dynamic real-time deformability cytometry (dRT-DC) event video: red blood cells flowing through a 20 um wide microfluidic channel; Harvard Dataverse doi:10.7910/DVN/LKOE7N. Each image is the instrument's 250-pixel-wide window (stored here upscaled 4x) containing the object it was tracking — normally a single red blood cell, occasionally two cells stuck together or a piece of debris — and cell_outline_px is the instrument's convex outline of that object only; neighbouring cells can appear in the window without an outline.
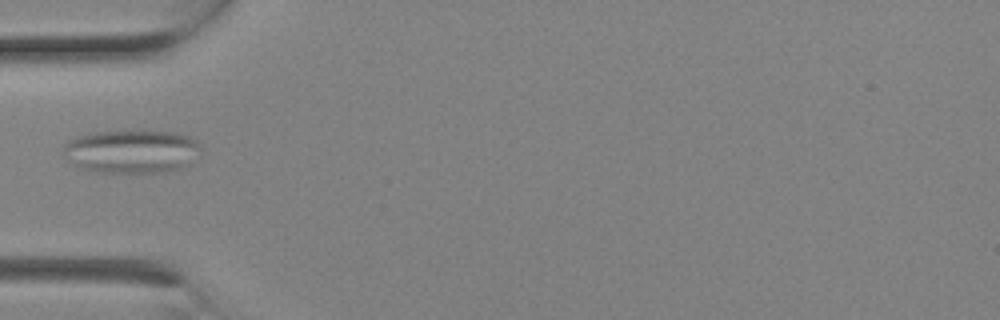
{"species": "Egyptian fruit bat (a non-hibernating species)", "species_latin": "Rousettus aegyptiacus", "temperature_condition": "room temperature", "stored_images_in_passage": 2, "camera_frame_rate_fps": 3000, "um_per_image_px": 0.085, "animal": {"sex": "female"}, "frame": {"image": 1, "passage_image": 2, "time_ms": 0.333, "image_size_px": [1000, 320], "cell_outline_px": [[200, 148], [188, 164], [180, 168], [164, 172], [88, 172], [64, 160], [64, 144], [68, 140], [76, 136], [92, 132], [172, 132], [188, 136], [196, 140], [200, 144]], "centroid_in_image_um": [11.09, 12.89], "position_along_channel_um": 73.9, "area_um2": 34.56}}